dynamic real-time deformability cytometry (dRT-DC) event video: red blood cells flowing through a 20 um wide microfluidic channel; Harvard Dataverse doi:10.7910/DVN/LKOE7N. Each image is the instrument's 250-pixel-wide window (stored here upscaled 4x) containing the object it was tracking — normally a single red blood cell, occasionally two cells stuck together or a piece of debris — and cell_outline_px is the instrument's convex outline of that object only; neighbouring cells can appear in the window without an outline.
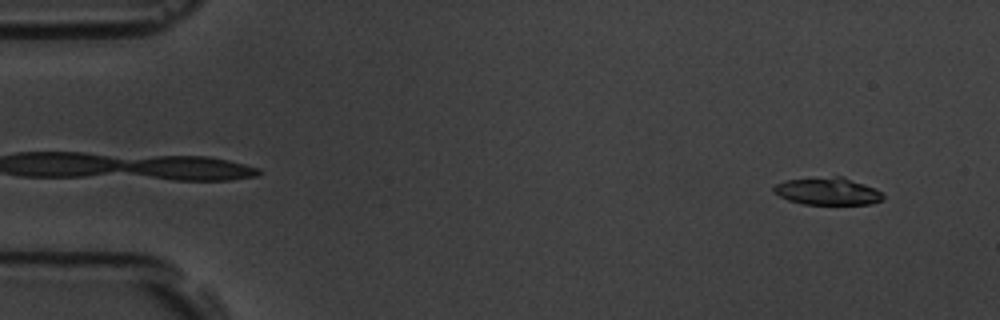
{"species": "common noctule bat (a hibernating species)", "species_latin": "Nyctalus noctula", "temperature_condition": "room temperature", "stored_images_in_passage": 8, "camera_frame_rate_fps": 3000, "um_per_image_px": 0.085, "animal": {"sex": "male", "body_mass_g": 19.5, "forearm_length_mm": 54.6}, "frame": {"image": 1, "passage_image": 2, "time_ms": 1.333, "image_size_px": [1000, 320], "cell_outline_px": [[884, 200], [872, 204], [804, 204], [788, 200], [772, 192], [772, 188], [776, 184], [784, 180], [836, 176], [844, 176], [876, 188], [884, 196]], "centroid_in_image_um": [70.37, 16.25], "position_along_channel_um": 14.6, "area_um2": 17.63}}
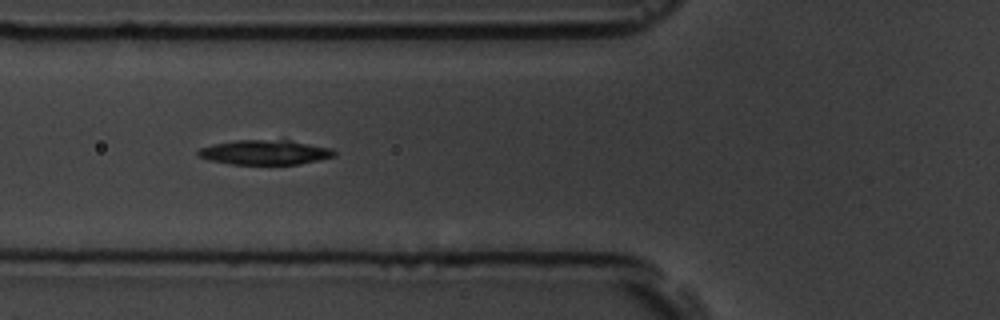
{"frame": {"image": 2, "passage_image": 7, "time_ms": 7.0, "image_size_px": [1000, 320], "cell_outline_px": [[336, 156], [296, 164], [232, 164], [208, 160], [196, 156], [196, 152], [200, 148], [212, 144], [236, 140], [288, 140], [332, 148], [336, 152]], "centroid_in_image_um": [22.47, 12.94], "position_along_channel_um": 103.3, "area_um2": 19.54}}
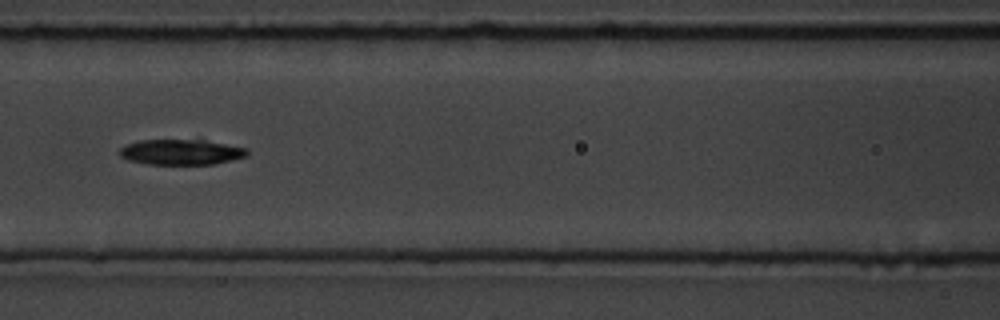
{"frame": {"image": 3, "passage_image": 8, "time_ms": 8.333, "image_size_px": [1000, 320], "cell_outline_px": [[248, 156], [212, 164], [148, 164], [128, 160], [120, 156], [120, 148], [128, 144], [140, 140], [204, 140], [248, 148]], "centroid_in_image_um": [15.41, 12.92], "position_along_channel_um": 151.2, "area_um2": 18.73}}